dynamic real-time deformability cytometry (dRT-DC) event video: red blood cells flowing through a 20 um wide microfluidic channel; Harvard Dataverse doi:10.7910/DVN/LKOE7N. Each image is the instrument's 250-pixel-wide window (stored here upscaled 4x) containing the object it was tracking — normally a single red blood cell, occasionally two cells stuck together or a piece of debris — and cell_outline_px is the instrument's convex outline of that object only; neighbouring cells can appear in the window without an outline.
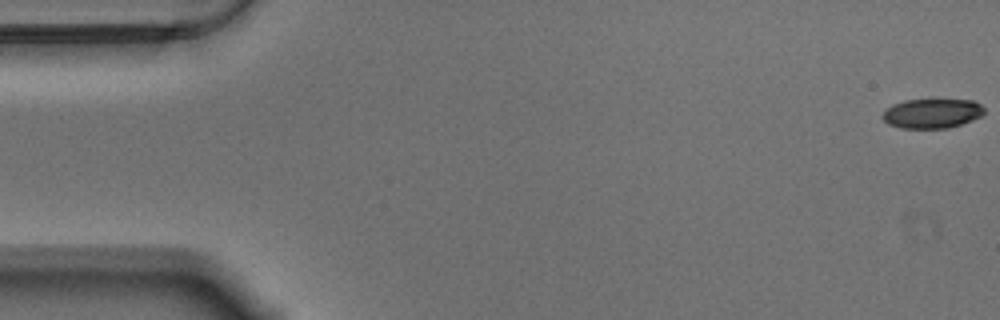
{"species": "Egyptian fruit bat (a non-hibernating species)", "species_latin": "Rousettus aegyptiacus", "temperature_condition": "warm", "stored_images_in_passage": 57, "camera_frame_rate_fps": 3000, "um_per_image_px": 0.085, "animal": {"sex": "male"}, "frame": {"image": 1, "passage_image": 1, "time_ms": 0.0, "image_size_px": [1000, 320], "cell_outline_px": [[984, 112], [980, 116], [972, 120], [948, 128], [900, 128], [888, 124], [880, 116], [892, 104], [904, 100], [932, 96], [972, 100], [980, 104], [984, 108]], "centroid_in_image_um": [79.21, 9.58], "position_along_channel_um": 5.8, "area_um2": 18.38}}
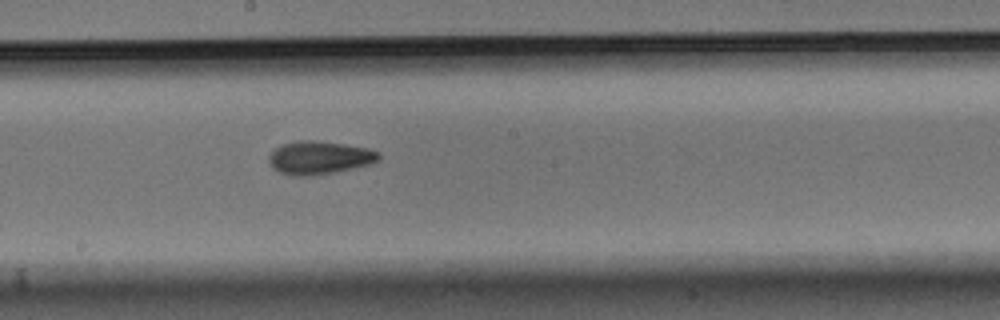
{"frame": {"image": 2, "passage_image": 31, "time_ms": 10.0, "image_size_px": [1000, 320], "cell_outline_px": [[380, 156], [372, 164], [336, 172], [308, 176], [292, 176], [280, 172], [272, 168], [268, 160], [268, 156], [276, 148], [284, 144], [296, 140], [312, 140], [344, 144], [368, 148], [380, 152]], "centroid_in_image_um": [27.14, 13.41], "position_along_channel_um": 221.1, "area_um2": 21.27}}
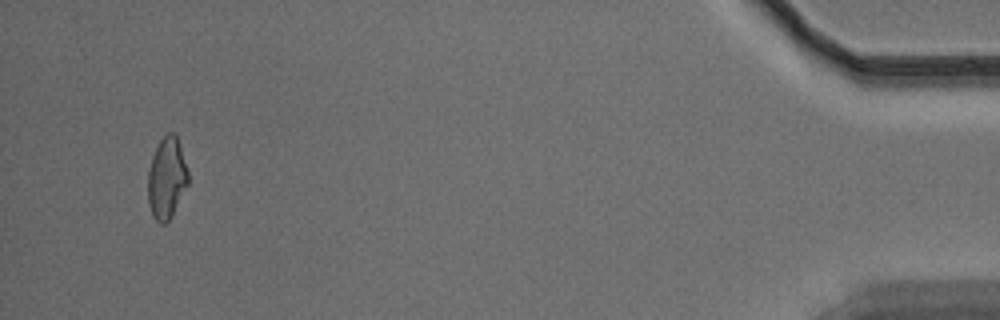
{"frame": {"image": 3, "passage_image": 55, "time_ms": 18.0, "image_size_px": [1000, 320], "cell_outline_px": [[188, 184], [172, 216], [164, 224], [160, 224], [152, 216], [148, 204], [148, 172], [152, 156], [160, 140], [168, 132], [176, 132], [188, 172]], "centroid_in_image_um": [14.16, 15.15], "position_along_channel_um": 421.0, "area_um2": 19.13}, "authors_computed_cell_mechanics": {"area_um2": 19.7098, "velocity_mm_per_s": 3.5324, "shape_relaxation_time_tau1_ms": 4.9076, "shape_relaxation_time_tau2_ms": 5.0943, "deformation_change_tau1": 0.1261, "deformation_change_tau2": 0.1154}}